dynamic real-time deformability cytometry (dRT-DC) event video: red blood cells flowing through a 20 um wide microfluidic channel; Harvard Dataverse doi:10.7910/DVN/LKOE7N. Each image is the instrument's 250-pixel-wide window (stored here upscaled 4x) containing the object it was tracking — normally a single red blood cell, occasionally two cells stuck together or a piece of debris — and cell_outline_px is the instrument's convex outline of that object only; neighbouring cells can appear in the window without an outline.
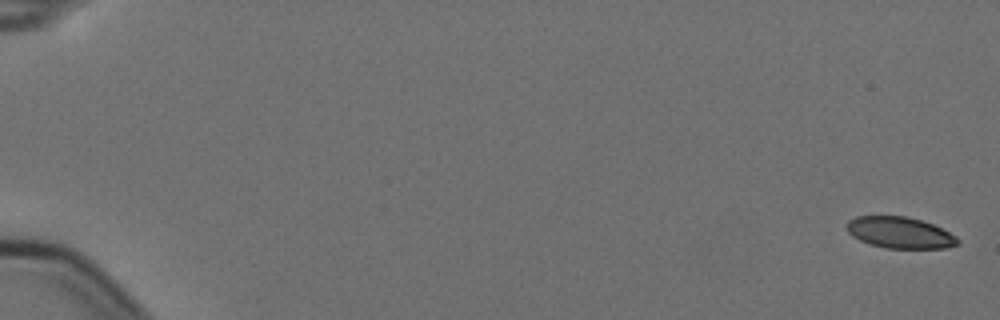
{"species": "Egyptian fruit bat (a non-hibernating species)", "species_latin": "Rousettus aegyptiacus", "temperature_condition": "cold", "stored_images_in_passage": 5, "camera_frame_rate_fps": 3000, "um_per_image_px": 0.085, "animal": {"sex": "female"}, "frame": {"image": 1, "passage_image": 1, "time_ms": 0.0, "image_size_px": [1000, 320], "cell_outline_px": [[960, 244], [948, 248], [884, 248], [868, 244], [852, 236], [848, 232], [848, 220], [856, 216], [908, 216], [932, 224], [956, 236], [960, 240]], "centroid_in_image_um": [76.5, 19.78], "position_along_channel_um": 8.5, "area_um2": 20.29}}
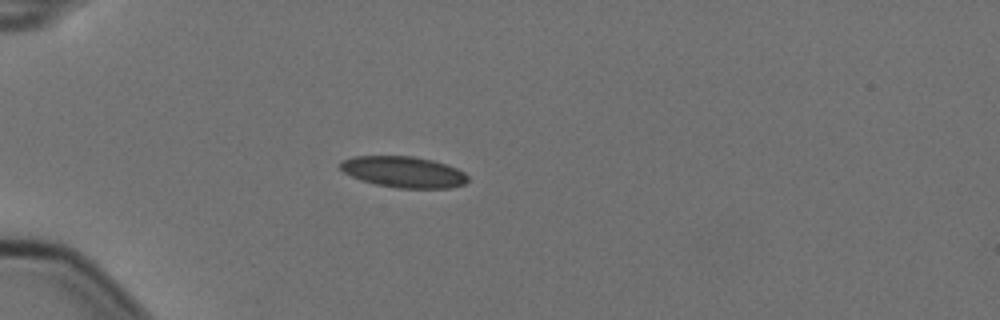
{"frame": {"image": 2, "passage_image": 5, "time_ms": 1.333, "image_size_px": [1000, 320], "cell_outline_px": [[468, 180], [464, 184], [452, 188], [396, 188], [376, 184], [360, 180], [344, 172], [340, 168], [340, 160], [356, 156], [412, 156], [432, 160], [456, 168], [464, 172], [468, 176]], "centroid_in_image_um": [34.3, 14.62], "position_along_channel_um": 50.7, "area_um2": 23.12}}